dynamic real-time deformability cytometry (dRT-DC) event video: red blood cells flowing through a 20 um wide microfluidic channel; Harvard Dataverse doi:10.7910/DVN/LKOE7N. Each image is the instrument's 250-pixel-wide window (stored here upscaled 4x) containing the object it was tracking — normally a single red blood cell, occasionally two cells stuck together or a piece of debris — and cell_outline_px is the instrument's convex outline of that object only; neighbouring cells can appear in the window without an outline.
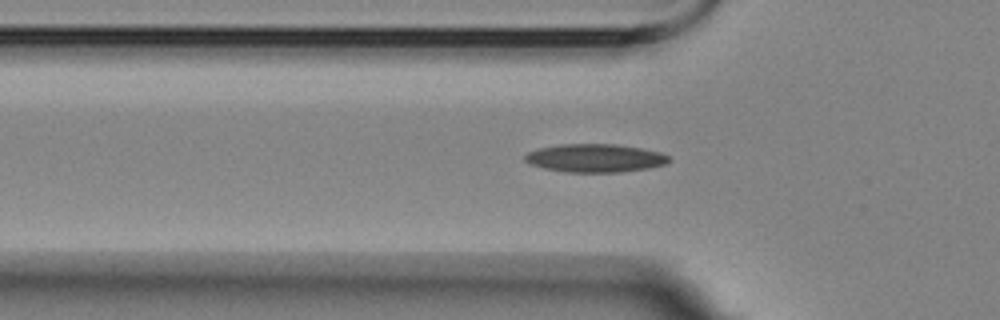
{"species": "Egyptian fruit bat (a non-hibernating species)", "species_latin": "Rousettus aegyptiacus", "temperature_condition": "room temperature", "stored_images_in_passage": 35, "camera_frame_rate_fps": 3000, "um_per_image_px": 0.085, "animal": {"sex": "female"}, "frame": {"image": 1, "passage_image": 7, "time_ms": 2.0, "image_size_px": [1000, 320], "cell_outline_px": [[672, 160], [664, 164], [648, 168], [620, 172], [564, 172], [544, 168], [532, 164], [524, 160], [524, 156], [528, 152], [540, 148], [560, 144], [616, 144], [640, 148], [660, 152], [668, 156]], "centroid_in_image_um": [50.58, 13.44], "position_along_channel_um": 75.2, "area_um2": 23.58}}
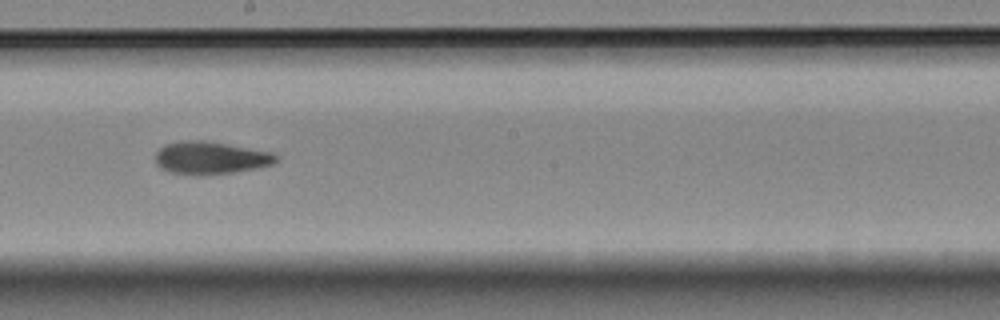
{"frame": {"image": 2, "passage_image": 20, "time_ms": 6.333, "image_size_px": [1000, 320], "cell_outline_px": [[276, 160], [272, 164], [256, 168], [232, 172], [200, 176], [196, 176], [172, 172], [160, 168], [156, 164], [156, 152], [160, 148], [168, 144], [184, 140], [200, 140], [272, 152], [276, 156]], "centroid_in_image_um": [17.85, 13.43], "position_along_channel_um": 230.3, "area_um2": 22.6}}
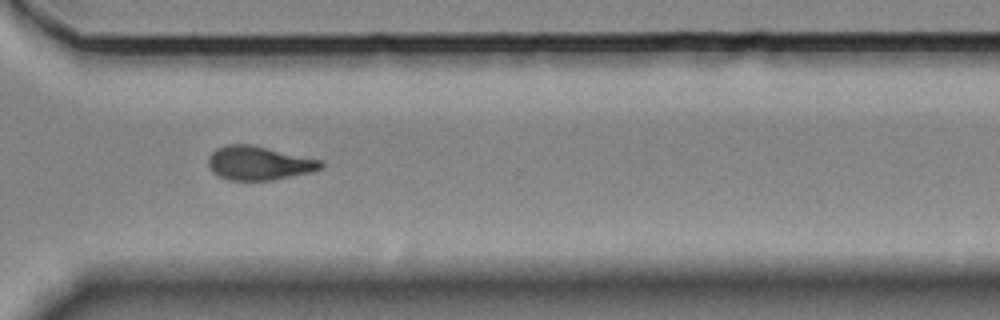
{"frame": {"image": 3, "passage_image": 30, "time_ms": 9.667, "image_size_px": [1000, 320], "cell_outline_px": [[324, 168], [312, 172], [272, 180], [228, 180], [212, 172], [208, 164], [208, 156], [216, 148], [228, 144], [248, 144], [324, 160]], "centroid_in_image_um": [22.03, 13.86], "position_along_channel_um": 348.6, "area_um2": 22.31}, "authors_computed_cell_mechanics": {"area_um2": 22.3686, "velocity_mm_per_s": 3.554, "shape_relaxation_time_tau1_ms": 5.1354, "shape_relaxation_time_tau2_ms": 4.4461, "deformation_change_tau1": 0.1386, "deformation_change_tau2": 0.1142}}